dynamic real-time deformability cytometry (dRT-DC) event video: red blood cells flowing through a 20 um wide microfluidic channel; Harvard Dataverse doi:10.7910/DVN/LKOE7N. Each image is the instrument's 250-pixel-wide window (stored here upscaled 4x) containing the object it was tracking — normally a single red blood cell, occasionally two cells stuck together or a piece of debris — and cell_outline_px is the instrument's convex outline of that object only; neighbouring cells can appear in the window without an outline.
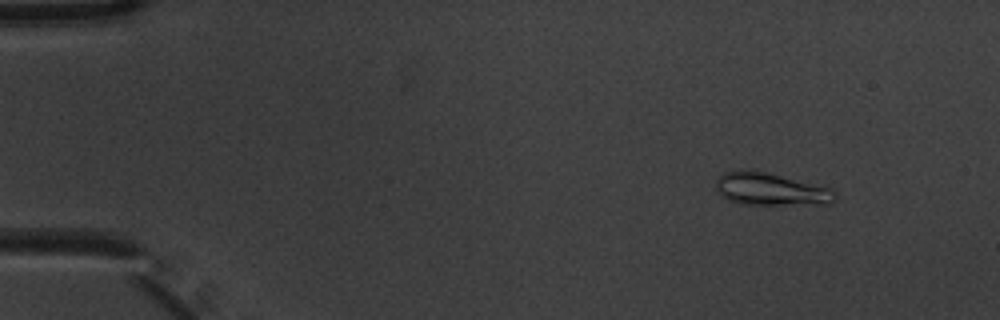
{"species": "common noctule bat (a hibernating species)", "species_latin": "Nyctalus noctula", "temperature_condition": "warm", "stored_images_in_passage": 4, "camera_frame_rate_fps": 3000, "um_per_image_px": 0.085, "animal": {"sex": "male", "body_mass_g": 20.1, "forearm_length_mm": 53.5}, "frame": {"image": 1, "passage_image": 2, "time_ms": 0.333, "image_size_px": [1000, 320], "cell_outline_px": [[836, 200], [828, 204], [740, 204], [728, 200], [720, 196], [716, 188], [716, 180], [724, 172], [744, 168], [748, 168], [832, 188], [836, 192]], "centroid_in_image_um": [65.48, 16.07], "position_along_channel_um": 19.5, "area_um2": 22.77}}